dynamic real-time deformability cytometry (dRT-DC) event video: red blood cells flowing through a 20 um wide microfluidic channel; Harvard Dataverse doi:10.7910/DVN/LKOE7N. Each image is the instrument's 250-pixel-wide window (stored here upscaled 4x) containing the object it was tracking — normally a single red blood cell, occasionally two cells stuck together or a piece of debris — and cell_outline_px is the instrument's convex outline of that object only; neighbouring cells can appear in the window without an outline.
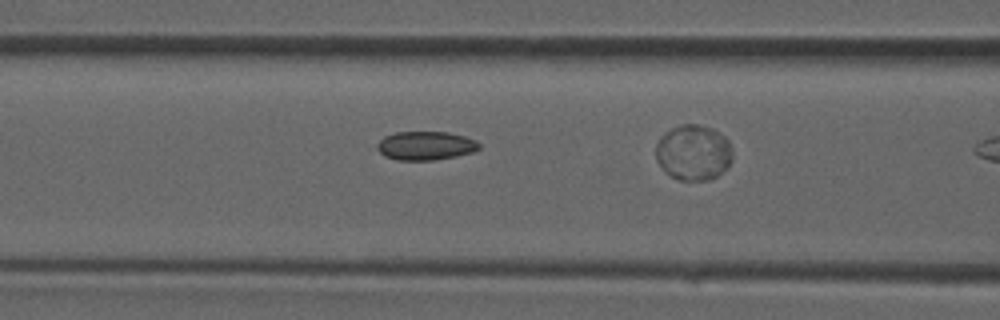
{"species": "common noctule bat (a hibernating species)", "species_latin": "Nyctalus noctula", "temperature_condition": "room temperature", "stored_images_in_passage": 9, "camera_frame_rate_fps": 3000, "um_per_image_px": 0.085, "animal": {"sex": "male", "forearm_length_mm": 52.5}, "frame": {"image": 1, "passage_image": 8, "time_ms": 2.333, "image_size_px": [1000, 320], "cell_outline_px": [[480, 148], [472, 152], [456, 156], [432, 160], [396, 160], [384, 156], [376, 148], [376, 144], [384, 136], [396, 132], [448, 132], [464, 136], [476, 140], [480, 144]], "centroid_in_image_um": [36.15, 12.38], "position_along_channel_um": 130.4, "area_um2": 17.11}}